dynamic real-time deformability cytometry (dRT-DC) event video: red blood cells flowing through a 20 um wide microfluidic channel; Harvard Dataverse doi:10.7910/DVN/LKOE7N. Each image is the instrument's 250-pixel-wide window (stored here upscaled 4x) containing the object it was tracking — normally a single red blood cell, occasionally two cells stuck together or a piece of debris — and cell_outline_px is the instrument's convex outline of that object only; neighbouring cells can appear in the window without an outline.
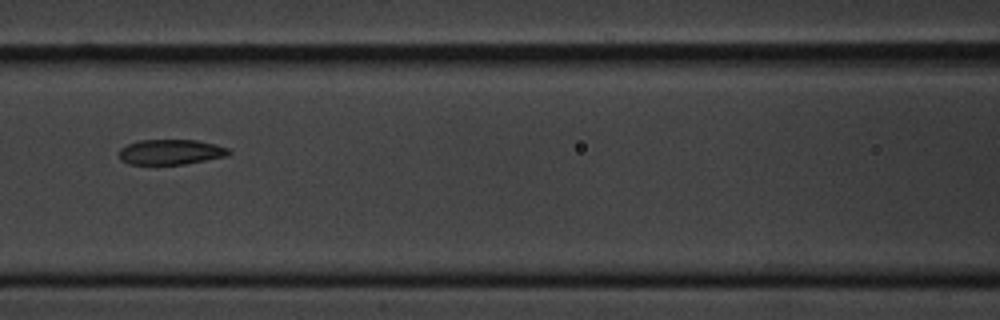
{"species": "common noctule bat (a hibernating species)", "species_latin": "Nyctalus noctula", "temperature_condition": "cold", "stored_images_in_passage": 9, "camera_frame_rate_fps": 3000, "um_per_image_px": 0.085, "animal": {"sex": "male", "body_mass_g": 20.1, "forearm_length_mm": 53.5}, "frame": {"image": 1, "passage_image": 6, "time_ms": 5.667, "image_size_px": [1000, 320], "cell_outline_px": [[232, 152], [228, 156], [184, 164], [128, 164], [120, 160], [120, 148], [128, 144], [140, 140], [196, 140], [216, 144], [228, 148]], "centroid_in_image_um": [14.53, 12.92], "position_along_channel_um": 152.1, "area_um2": 16.13}}
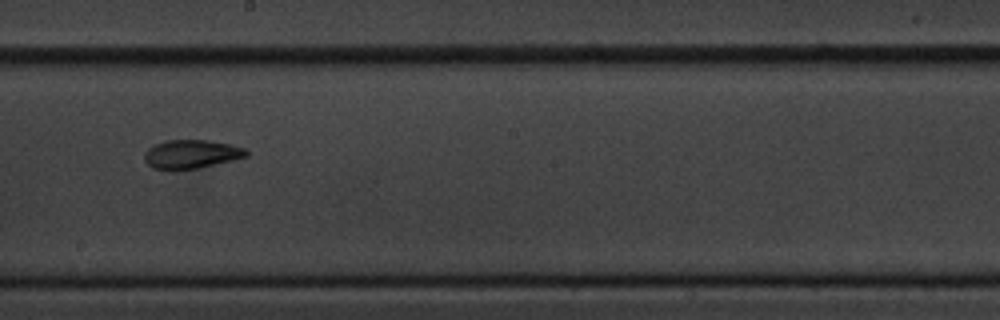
{"frame": {"image": 2, "passage_image": 8, "time_ms": 8.0, "image_size_px": [1000, 320], "cell_outline_px": [[248, 156], [232, 160], [196, 168], [152, 168], [144, 160], [144, 152], [148, 148], [164, 140], [208, 140], [228, 144], [244, 148], [248, 152]], "centroid_in_image_um": [16.24, 13.07], "position_along_channel_um": 232.0, "area_um2": 16.59}}
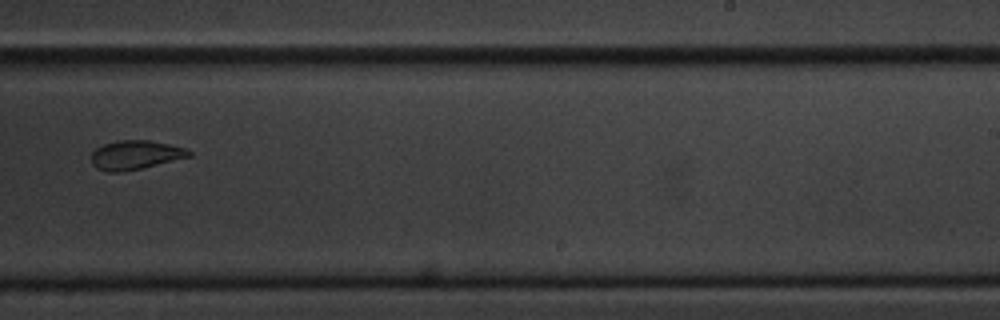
{"frame": {"image": 3, "passage_image": 9, "time_ms": 9.333, "image_size_px": [1000, 320], "cell_outline_px": [[192, 156], [140, 168], [120, 172], [108, 172], [96, 168], [92, 164], [92, 152], [96, 148], [104, 144], [120, 140], [148, 140], [168, 144], [184, 148], [192, 152]], "centroid_in_image_um": [11.49, 13.17], "position_along_channel_um": 277.5, "area_um2": 16.3}}